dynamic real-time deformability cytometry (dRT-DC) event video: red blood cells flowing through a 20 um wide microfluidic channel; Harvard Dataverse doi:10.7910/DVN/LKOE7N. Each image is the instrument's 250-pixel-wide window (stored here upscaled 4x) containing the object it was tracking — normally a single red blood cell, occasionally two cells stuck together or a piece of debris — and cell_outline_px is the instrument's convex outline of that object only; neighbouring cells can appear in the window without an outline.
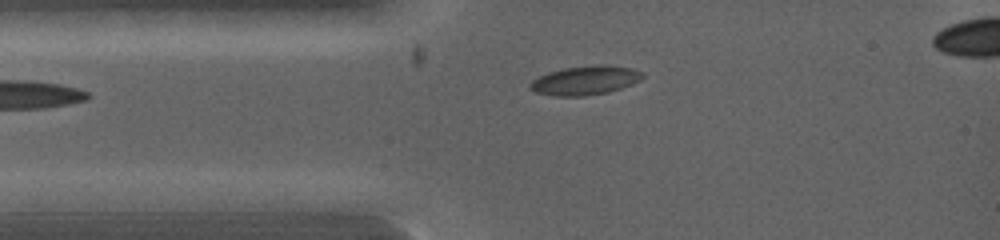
{"species": "common noctule bat (a hibernating species)", "species_latin": "Nyctalus noctula", "temperature_condition": "warm", "stored_images_in_passage": 2, "camera_frame_rate_fps": 5000, "um_per_image_px": 0.085, "animal": {"sex": "female", "body_mass_g": 19.0, "forearm_length_mm": 53.3}, "frame": {"image": 1, "passage_image": 2, "time_ms": 0.8, "image_size_px": [1000, 240], "cell_outline_px": [[644, 76], [640, 80], [632, 84], [608, 92], [584, 96], [556, 96], [536, 92], [528, 88], [528, 84], [532, 80], [548, 72], [564, 68], [600, 64], [604, 64], [632, 68], [644, 72]], "centroid_in_image_um": [49.75, 6.82], "position_along_channel_um": 35.3, "area_um2": 19.07}}